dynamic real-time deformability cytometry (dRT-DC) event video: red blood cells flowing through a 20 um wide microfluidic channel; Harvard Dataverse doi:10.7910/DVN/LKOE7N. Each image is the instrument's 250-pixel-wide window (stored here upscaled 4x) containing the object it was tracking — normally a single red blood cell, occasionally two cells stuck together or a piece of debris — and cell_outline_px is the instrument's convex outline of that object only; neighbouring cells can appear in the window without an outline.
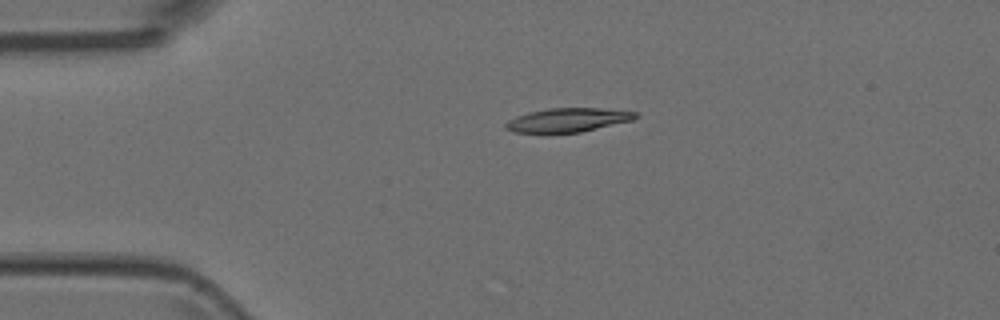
{"species": "Egyptian fruit bat (a non-hibernating species)", "species_latin": "Rousettus aegyptiacus", "temperature_condition": "room temperature", "stored_images_in_passage": 2, "camera_frame_rate_fps": 3000, "um_per_image_px": 0.085, "animal": {"sex": "female"}, "frame": {"image": 1, "passage_image": 1, "time_ms": 0.0, "image_size_px": [1000, 320], "cell_outline_px": [[640, 116], [632, 120], [580, 132], [512, 132], [504, 128], [504, 124], [508, 120], [516, 116], [528, 112], [548, 108], [600, 108], [636, 112]], "centroid_in_image_um": [48.24, 10.19], "position_along_channel_um": 36.8, "area_um2": 17.92}}